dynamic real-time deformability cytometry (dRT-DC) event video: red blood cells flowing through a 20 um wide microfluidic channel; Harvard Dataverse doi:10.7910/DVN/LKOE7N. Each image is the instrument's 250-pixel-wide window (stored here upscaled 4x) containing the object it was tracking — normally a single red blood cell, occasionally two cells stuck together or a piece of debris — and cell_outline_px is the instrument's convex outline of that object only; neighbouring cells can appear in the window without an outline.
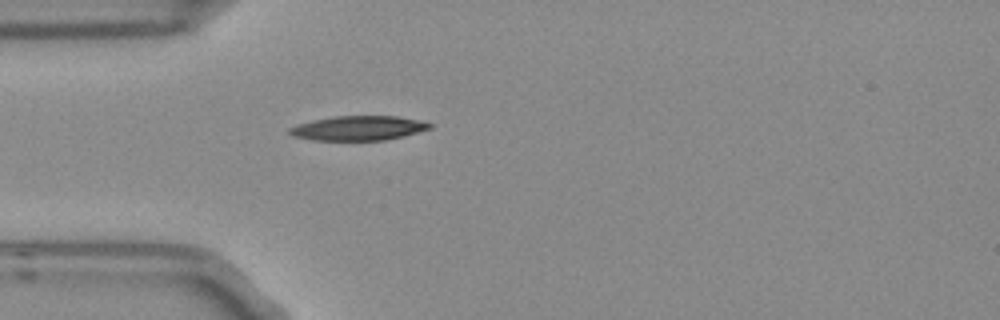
{"species": "Egyptian fruit bat (a non-hibernating species)", "species_latin": "Rousettus aegyptiacus", "temperature_condition": "room temperature", "stored_images_in_passage": 1, "camera_frame_rate_fps": 3000, "um_per_image_px": 0.085, "frame": {"image": 1, "passage_image": 1, "time_ms": 0.0, "image_size_px": [1000, 320], "cell_outline_px": [[432, 128], [404, 136], [384, 140], [312, 140], [292, 136], [288, 132], [288, 128], [312, 120], [336, 116], [396, 116], [420, 120], [432, 124]], "centroid_in_image_um": [30.47, 10.89], "position_along_channel_um": 54.5, "area_um2": 20.0}}